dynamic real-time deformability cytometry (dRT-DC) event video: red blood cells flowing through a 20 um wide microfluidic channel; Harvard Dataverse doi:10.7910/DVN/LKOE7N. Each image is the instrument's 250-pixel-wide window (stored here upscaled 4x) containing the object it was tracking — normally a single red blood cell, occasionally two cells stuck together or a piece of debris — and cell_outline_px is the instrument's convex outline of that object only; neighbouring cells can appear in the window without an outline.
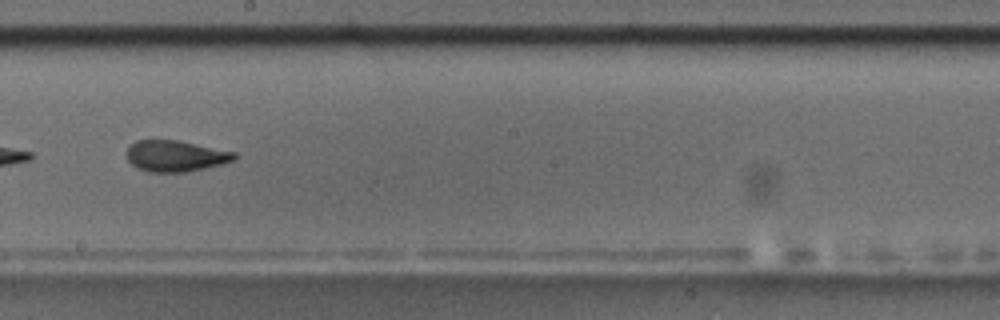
{"species": "common noctule bat (a hibernating species)", "species_latin": "Nyctalus noctula", "temperature_condition": "room temperature", "stored_images_in_passage": 13, "camera_frame_rate_fps": 3000, "um_per_image_px": 0.085, "animal": {"sex": "male", "body_mass_g": 17.5, "forearm_length_mm": 52.3}, "frame": {"image": 1, "passage_image": 8, "time_ms": 2.333, "image_size_px": [1000, 320], "cell_outline_px": [[236, 160], [224, 164], [188, 172], [148, 172], [132, 164], [128, 160], [128, 148], [136, 140], [176, 140], [236, 152]], "centroid_in_image_um": [14.97, 13.27], "position_along_channel_um": 233.2, "area_um2": 19.48}}